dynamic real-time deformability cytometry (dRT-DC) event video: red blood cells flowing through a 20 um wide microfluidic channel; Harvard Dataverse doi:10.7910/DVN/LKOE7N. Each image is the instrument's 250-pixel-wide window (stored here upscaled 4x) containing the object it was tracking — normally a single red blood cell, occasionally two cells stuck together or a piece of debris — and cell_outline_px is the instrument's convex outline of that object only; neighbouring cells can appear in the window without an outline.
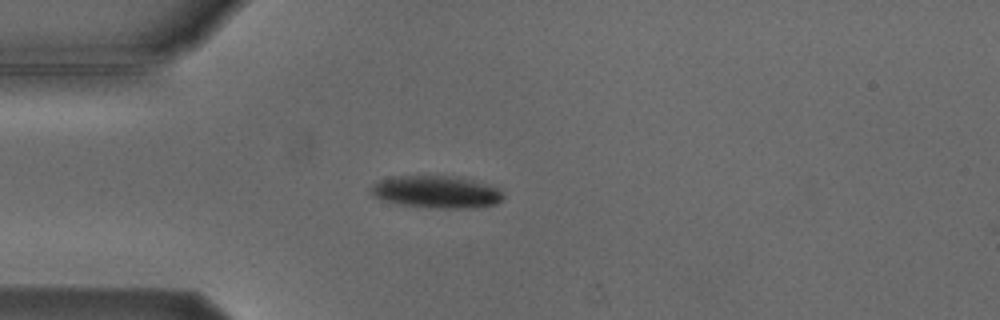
{"species": "Egyptian fruit bat (a non-hibernating species)", "species_latin": "Rousettus aegyptiacus", "temperature_condition": "cold", "stored_images_in_passage": 3, "camera_frame_rate_fps": 3000, "um_per_image_px": 0.085, "animal": {"sex": "male"}, "frame": {"image": 1, "passage_image": 3, "time_ms": 2.333, "image_size_px": [1000, 320], "cell_outline_px": [[504, 200], [496, 204], [476, 208], [436, 208], [400, 204], [372, 196], [372, 184], [380, 180], [392, 176], [460, 176], [496, 188], [504, 192]], "centroid_in_image_um": [37.14, 16.31], "position_along_channel_um": 47.9, "area_um2": 24.85}}